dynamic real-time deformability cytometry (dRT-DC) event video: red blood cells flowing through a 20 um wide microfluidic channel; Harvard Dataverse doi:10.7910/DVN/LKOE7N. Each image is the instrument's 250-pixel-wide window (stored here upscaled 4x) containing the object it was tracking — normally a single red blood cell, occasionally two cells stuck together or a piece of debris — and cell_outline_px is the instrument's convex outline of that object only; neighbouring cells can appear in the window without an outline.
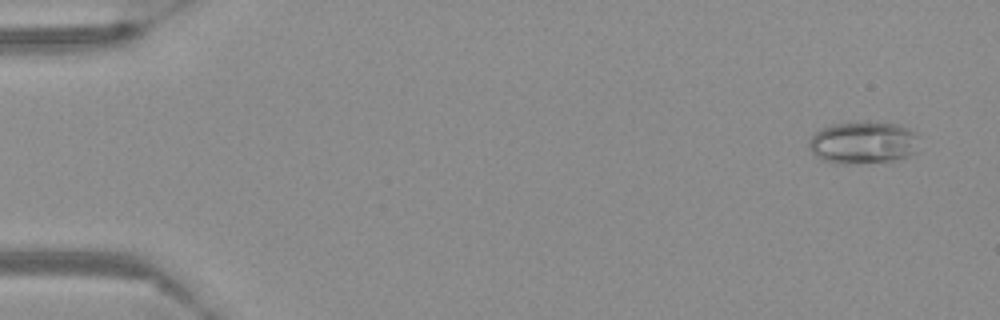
{"species": "Egyptian fruit bat (a non-hibernating species)", "species_latin": "Rousettus aegyptiacus", "temperature_condition": "warm", "stored_images_in_passage": 55, "camera_frame_rate_fps": 3000, "um_per_image_px": 0.085, "frame": {"image": 1, "passage_image": 1, "time_ms": 0.0, "image_size_px": [1000, 320], "cell_outline_px": [[920, 136], [916, 152], [892, 164], [840, 164], [824, 160], [816, 156], [812, 152], [808, 144], [808, 140], [820, 128], [832, 124], [896, 124], [908, 128]], "centroid_in_image_um": [73.42, 12.2], "position_along_channel_um": 11.6, "area_um2": 27.51}}
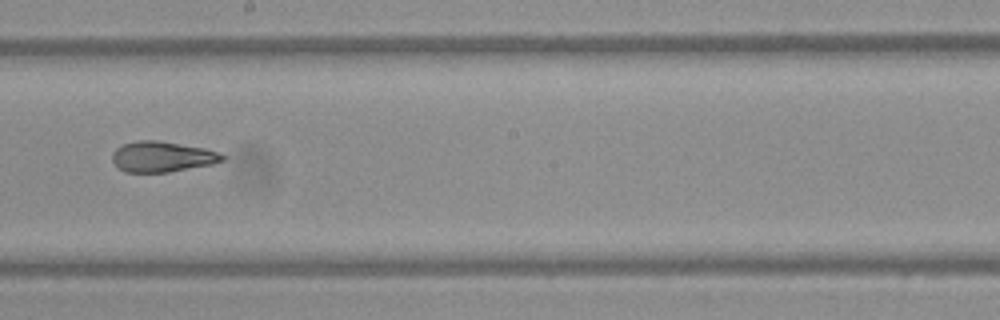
{"frame": {"image": 2, "passage_image": 31, "time_ms": 10.0, "image_size_px": [1000, 320], "cell_outline_px": [[228, 156], [224, 160], [212, 164], [168, 172], [124, 172], [112, 160], [112, 152], [116, 148], [124, 144], [140, 140], [160, 140], [204, 148], [220, 152]], "centroid_in_image_um": [13.82, 13.31], "position_along_channel_um": 234.4, "area_um2": 19.65}}
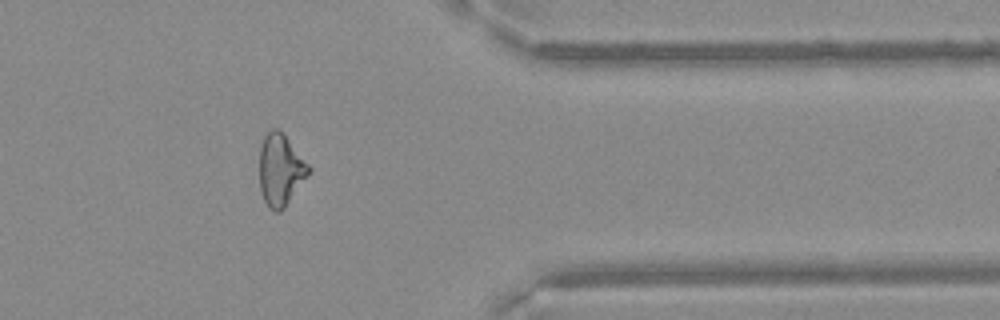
{"frame": {"image": 3, "passage_image": 45, "time_ms": 14.667, "image_size_px": [1000, 320], "cell_outline_px": [[312, 172], [284, 208], [280, 212], [276, 212], [268, 208], [264, 200], [260, 188], [260, 148], [264, 136], [272, 128], [280, 128], [312, 168]], "centroid_in_image_um": [23.87, 14.43], "position_along_channel_um": 387.5, "area_um2": 20.92}}